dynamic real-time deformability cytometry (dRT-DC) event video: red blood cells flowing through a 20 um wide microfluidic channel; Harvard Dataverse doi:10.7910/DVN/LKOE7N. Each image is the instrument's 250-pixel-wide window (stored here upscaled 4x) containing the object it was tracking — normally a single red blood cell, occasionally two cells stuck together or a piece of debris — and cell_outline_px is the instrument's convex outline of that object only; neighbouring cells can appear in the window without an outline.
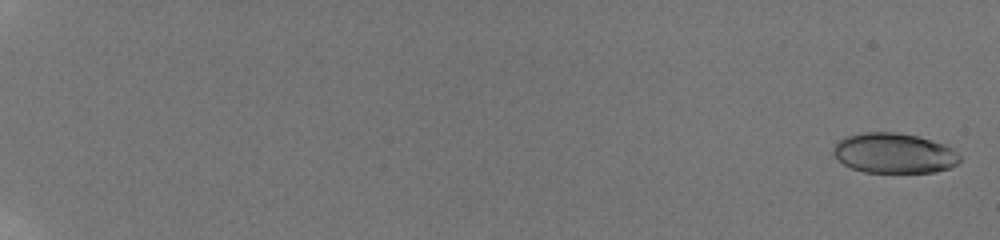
{"species": "human", "species_latin": "Homo sapiens", "temperature_condition": "room temperature", "stored_images_in_passage": 52, "camera_frame_rate_fps": 3000, "um_per_image_px": 0.085, "donor": {"sex": "male"}, "frame": {"image": 1, "passage_image": 3, "time_ms": 0.333, "image_size_px": [1000, 240], "cell_outline_px": [[960, 160], [956, 164], [948, 168], [932, 172], [864, 172], [852, 168], [844, 164], [832, 152], [832, 148], [840, 140], [848, 136], [864, 132], [896, 132], [916, 136], [940, 144], [956, 152], [960, 156]], "centroid_in_image_um": [75.95, 13.02], "position_along_channel_um": 9.0, "area_um2": 28.96}}
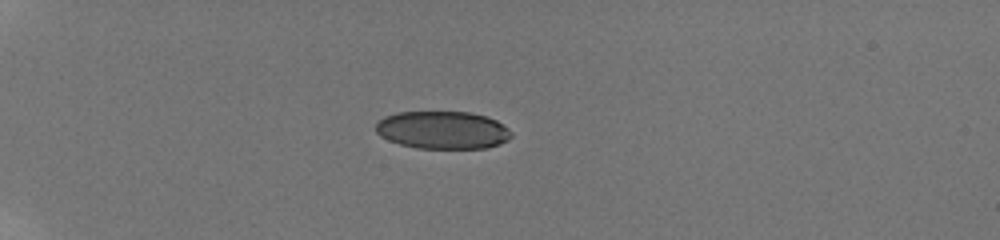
{"frame": {"image": 2, "passage_image": 33, "time_ms": 6.333, "image_size_px": [1000, 240], "cell_outline_px": [[512, 136], [508, 140], [500, 144], [488, 148], [416, 148], [400, 144], [388, 140], [380, 136], [376, 132], [376, 124], [384, 116], [396, 112], [468, 112], [484, 116], [496, 120], [508, 128], [512, 132]], "centroid_in_image_um": [37.63, 11.06], "position_along_channel_um": 47.4, "area_um2": 29.88}}
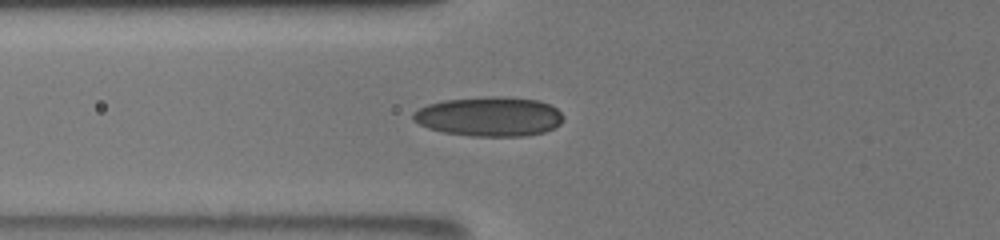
{"frame": {"image": 3, "passage_image": 47, "time_ms": 8.667, "image_size_px": [1000, 240], "cell_outline_px": [[560, 124], [544, 132], [528, 136], [472, 136], [444, 132], [428, 128], [412, 120], [412, 112], [428, 104], [444, 100], [488, 96], [504, 96], [536, 100], [548, 104], [556, 108], [560, 112]], "centroid_in_image_um": [41.55, 9.9], "position_along_channel_um": 84.3, "area_um2": 34.45}}